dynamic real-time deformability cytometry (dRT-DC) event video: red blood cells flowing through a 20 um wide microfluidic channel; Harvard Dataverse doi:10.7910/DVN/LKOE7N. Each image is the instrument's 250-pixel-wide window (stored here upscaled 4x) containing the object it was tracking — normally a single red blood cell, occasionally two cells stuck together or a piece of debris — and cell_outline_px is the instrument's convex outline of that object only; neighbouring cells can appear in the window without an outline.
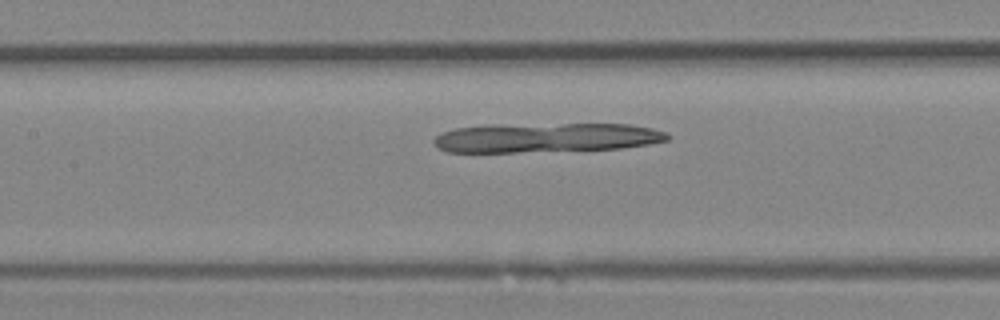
{"species": "Egyptian fruit bat (a non-hibernating species)", "species_latin": "Rousettus aegyptiacus", "temperature_condition": "room temperature", "stored_images_in_passage": 17, "camera_frame_rate_fps": 3000, "um_per_image_px": 0.085, "animal": {"sex": "female"}, "frame": {"image": 1, "passage_image": 9, "time_ms": 2.667, "image_size_px": [1000, 320], "cell_outline_px": [[668, 140], [648, 144], [620, 148], [516, 152], [448, 152], [436, 148], [432, 140], [436, 136], [444, 132], [456, 128], [488, 124], [628, 124], [652, 128], [664, 132], [668, 136]], "centroid_in_image_um": [46.35, 11.69], "position_along_channel_um": 161.1, "area_um2": 40.06}}